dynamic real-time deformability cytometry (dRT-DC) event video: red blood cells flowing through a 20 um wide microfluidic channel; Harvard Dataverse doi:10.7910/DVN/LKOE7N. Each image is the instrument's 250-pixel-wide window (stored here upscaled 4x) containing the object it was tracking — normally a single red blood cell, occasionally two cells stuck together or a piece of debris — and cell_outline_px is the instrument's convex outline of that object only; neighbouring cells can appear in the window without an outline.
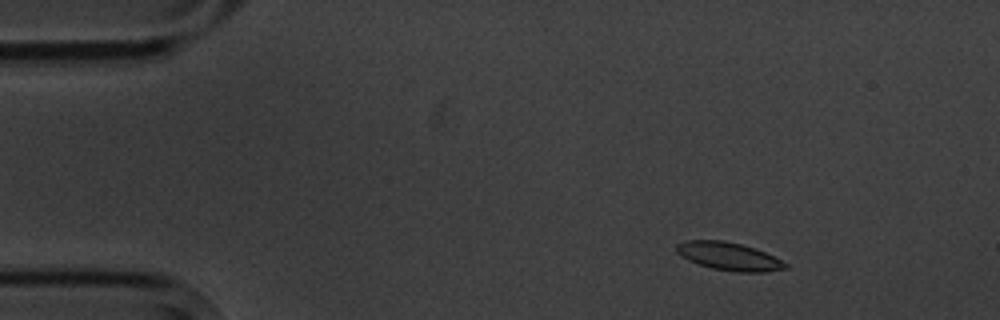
{"species": "common noctule bat (a hibernating species)", "species_latin": "Nyctalus noctula", "temperature_condition": "cold", "stored_images_in_passage": 5, "camera_frame_rate_fps": 3000, "um_per_image_px": 0.085, "animal": {"sex": "male", "body_mass_g": 20.1, "forearm_length_mm": 53.5}, "frame": {"image": 1, "passage_image": 2, "time_ms": 1.0, "image_size_px": [1000, 320], "cell_outline_px": [[788, 268], [764, 272], [736, 272], [712, 268], [688, 260], [680, 256], [676, 252], [676, 244], [684, 240], [724, 240], [756, 248], [788, 264]], "centroid_in_image_um": [61.92, 21.78], "position_along_channel_um": 23.1, "area_um2": 17.74}}
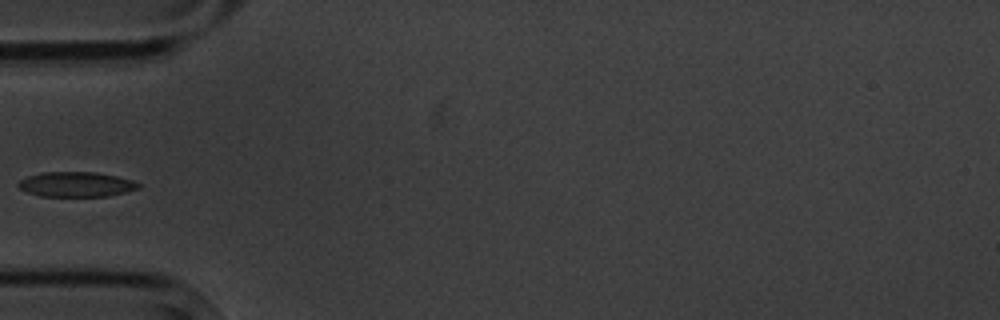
{"frame": {"image": 2, "passage_image": 5, "time_ms": 4.667, "image_size_px": [1000, 320], "cell_outline_px": [[140, 188], [108, 196], [40, 196], [28, 192], [20, 188], [16, 184], [20, 180], [28, 176], [44, 172], [96, 172], [116, 176], [132, 180], [140, 184]], "centroid_in_image_um": [6.47, 15.67], "position_along_channel_um": 78.5, "area_um2": 17.34}}